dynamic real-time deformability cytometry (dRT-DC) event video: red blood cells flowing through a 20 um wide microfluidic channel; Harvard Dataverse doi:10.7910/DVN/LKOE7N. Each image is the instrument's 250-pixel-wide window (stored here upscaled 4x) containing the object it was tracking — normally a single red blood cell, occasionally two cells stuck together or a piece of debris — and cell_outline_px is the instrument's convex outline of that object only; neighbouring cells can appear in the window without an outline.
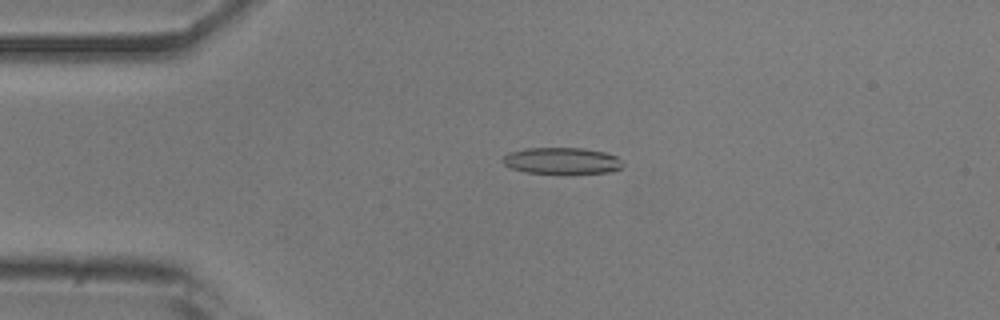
{"species": "common noctule bat (a hibernating species)", "species_latin": "Nyctalus noctula", "temperature_condition": "room temperature", "stored_images_in_passage": 48, "camera_frame_rate_fps": 3000, "um_per_image_px": 0.085, "animal": {"sex": "male", "body_mass_g": 20.5, "forearm_length_mm": 52.5}, "frame": {"image": 1, "passage_image": 8, "time_ms": 2.333, "image_size_px": [1000, 320], "cell_outline_px": [[624, 164], [620, 168], [612, 172], [524, 172], [512, 168], [504, 164], [500, 160], [508, 152], [528, 148], [584, 148], [604, 152], [616, 156]], "centroid_in_image_um": [47.73, 13.64], "position_along_channel_um": 37.3, "area_um2": 18.15}}
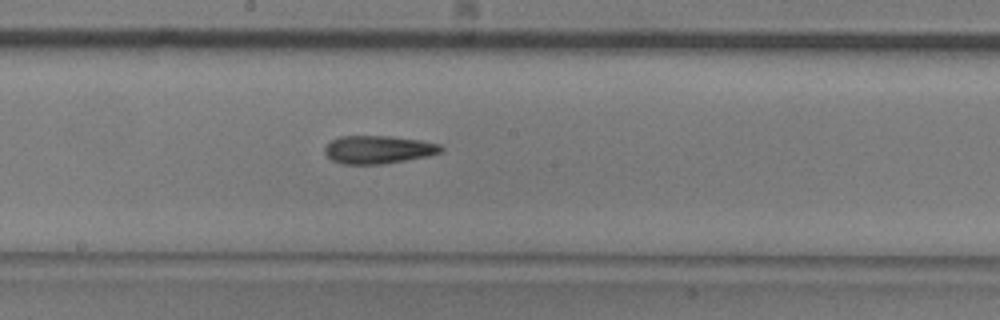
{"frame": {"image": 2, "passage_image": 24, "time_ms": 7.667, "image_size_px": [1000, 320], "cell_outline_px": [[444, 148], [440, 152], [428, 156], [380, 164], [344, 164], [332, 160], [324, 152], [324, 148], [332, 140], [340, 136], [392, 136], [420, 140], [440, 144]], "centroid_in_image_um": [32.15, 12.71], "position_along_channel_um": 216.0, "area_um2": 18.84}}
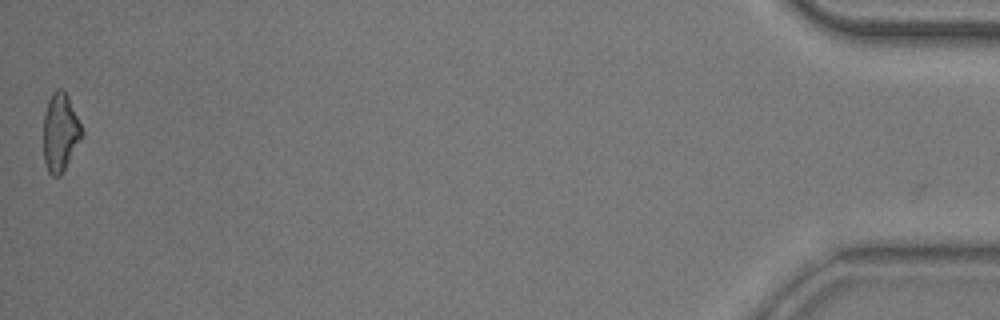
{"frame": {"image": 3, "passage_image": 48, "time_ms": 15.667, "image_size_px": [1000, 320], "cell_outline_px": [[84, 132], [60, 176], [52, 176], [48, 172], [44, 164], [44, 112], [48, 100], [52, 92], [56, 88], [60, 88], [68, 96]], "centroid_in_image_um": [5.1, 11.23], "position_along_channel_um": 430.1, "area_um2": 17.28}}